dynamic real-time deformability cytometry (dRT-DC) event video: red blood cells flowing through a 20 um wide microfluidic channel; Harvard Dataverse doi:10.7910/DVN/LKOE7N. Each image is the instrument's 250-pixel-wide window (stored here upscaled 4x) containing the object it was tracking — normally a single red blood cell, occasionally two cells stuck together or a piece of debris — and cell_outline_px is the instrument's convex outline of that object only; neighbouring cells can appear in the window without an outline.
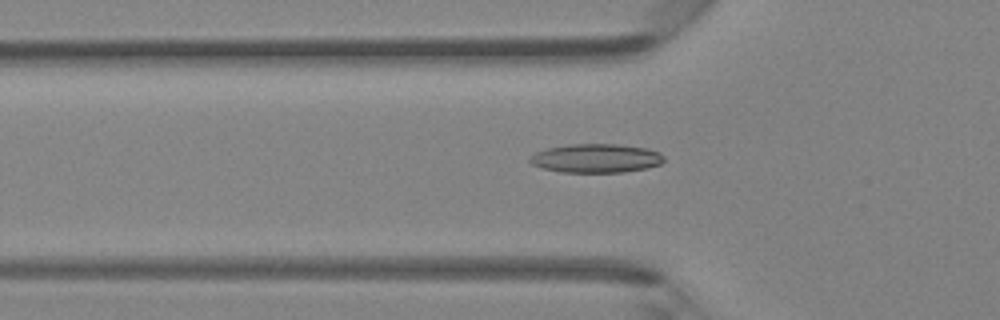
{"species": "Egyptian fruit bat (a non-hibernating species)", "species_latin": "Rousettus aegyptiacus", "temperature_condition": "room temperature", "stored_images_in_passage": 46, "camera_frame_rate_fps": 3000, "um_per_image_px": 0.085, "animal": {"sex": "female"}, "frame": {"image": 1, "passage_image": 15, "time_ms": 4.667, "image_size_px": [1000, 320], "cell_outline_px": [[664, 160], [660, 164], [648, 168], [624, 172], [560, 172], [540, 168], [532, 164], [528, 160], [536, 152], [548, 148], [568, 144], [616, 144], [648, 148], [660, 152], [664, 156]], "centroid_in_image_um": [50.68, 13.45], "position_along_channel_um": 75.1, "area_um2": 22.66}}
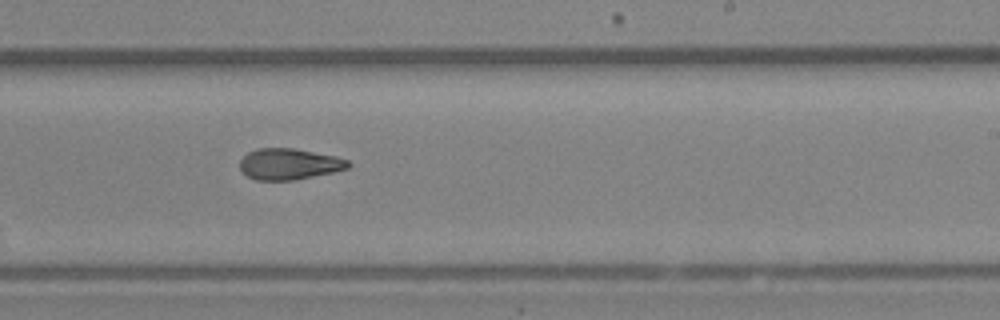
{"frame": {"image": 2, "passage_image": 28, "time_ms": 9.0, "image_size_px": [1000, 320], "cell_outline_px": [[352, 164], [348, 168], [332, 172], [296, 180], [256, 180], [248, 176], [240, 168], [240, 160], [248, 152], [256, 148], [292, 148], [336, 156], [348, 160]], "centroid_in_image_um": [24.58, 13.94], "position_along_channel_um": 264.4, "area_um2": 19.59}}
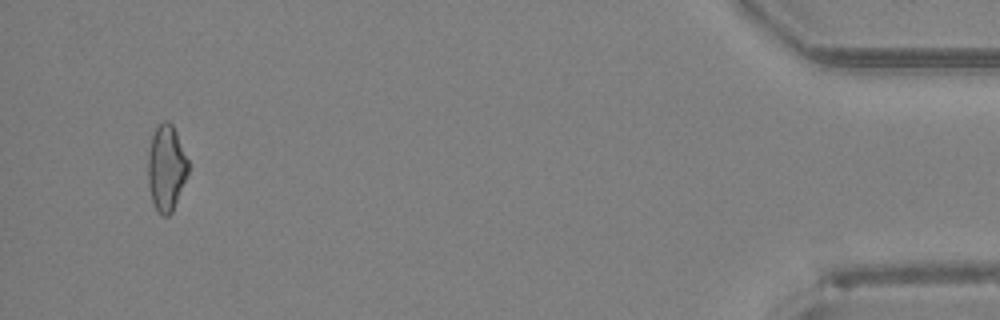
{"frame": {"image": 3, "passage_image": 44, "time_ms": 14.333, "image_size_px": [1000, 320], "cell_outline_px": [[188, 172], [172, 212], [168, 216], [160, 216], [152, 200], [148, 184], [148, 152], [152, 132], [164, 120], [168, 120], [172, 124], [176, 132], [188, 160]], "centroid_in_image_um": [14.12, 14.26], "position_along_channel_um": 421.1, "area_um2": 20.06}, "authors_computed_cell_mechanics": {"area_um2": 20.4034, "velocity_mm_per_s": 4.3772, "shape_relaxation_time_tau1_ms": null, "shape_relaxation_time_tau2_ms": 2.8817, "deformation_change_tau1": null, "deformation_change_tau2": 0.1003}}